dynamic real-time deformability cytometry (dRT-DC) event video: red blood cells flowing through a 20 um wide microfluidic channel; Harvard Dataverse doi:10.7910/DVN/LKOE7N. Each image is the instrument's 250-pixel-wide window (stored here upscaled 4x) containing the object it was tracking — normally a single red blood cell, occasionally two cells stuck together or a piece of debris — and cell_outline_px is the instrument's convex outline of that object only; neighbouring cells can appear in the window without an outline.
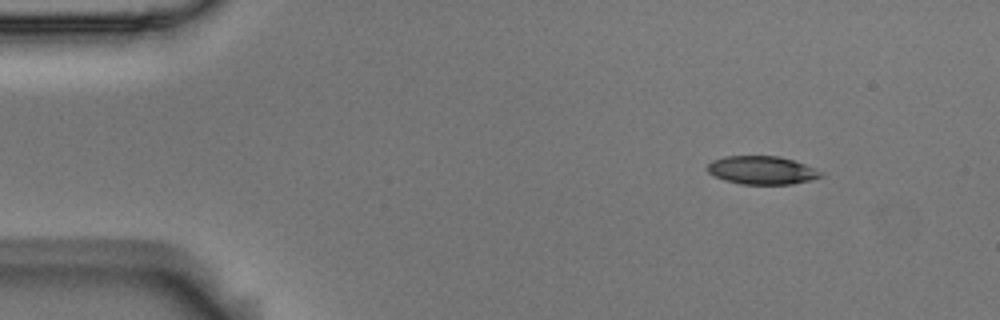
{"species": "Egyptian fruit bat (a non-hibernating species)", "species_latin": "Rousettus aegyptiacus", "temperature_condition": "room temperature", "stored_images_in_passage": 8, "camera_frame_rate_fps": 3000, "um_per_image_px": 0.085, "animal": {"sex": "male"}, "frame": {"image": 1, "passage_image": 1, "time_ms": 0.0, "image_size_px": [1000, 320], "cell_outline_px": [[824, 176], [812, 180], [792, 184], [740, 184], [724, 180], [708, 172], [708, 164], [712, 160], [724, 156], [780, 156], [816, 168], [824, 172]], "centroid_in_image_um": [64.8, 14.47], "position_along_channel_um": 20.2, "area_um2": 18.79}}
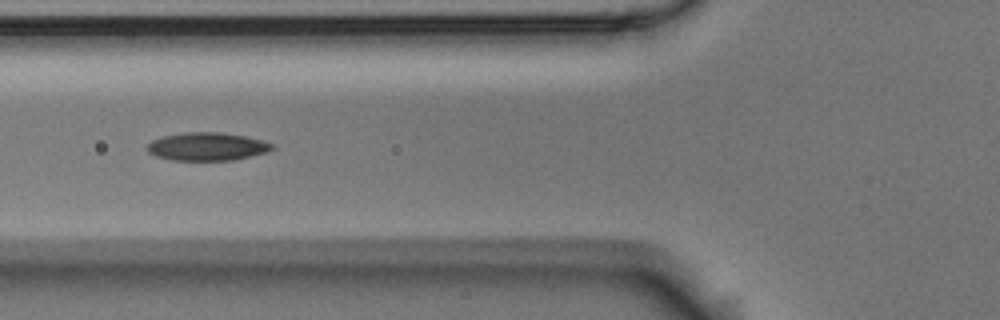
{"frame": {"image": 2, "passage_image": 5, "time_ms": 1.333, "image_size_px": [1000, 320], "cell_outline_px": [[272, 148], [268, 152], [232, 160], [172, 160], [156, 156], [148, 152], [144, 148], [152, 140], [164, 136], [184, 132], [220, 132], [244, 136], [264, 140], [272, 144]], "centroid_in_image_um": [17.57, 12.45], "position_along_channel_um": 108.2, "area_um2": 20.4}}
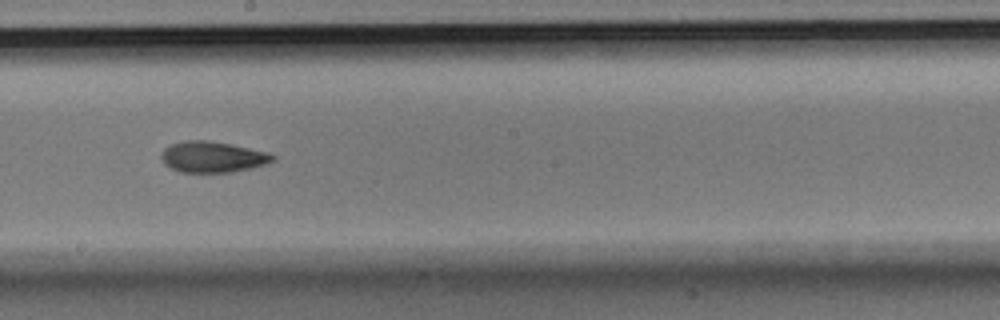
{"frame": {"image": 3, "passage_image": 8, "time_ms": 2.333, "image_size_px": [1000, 320], "cell_outline_px": [[276, 160], [252, 168], [232, 172], [180, 172], [164, 164], [160, 156], [164, 148], [172, 144], [184, 140], [208, 140], [268, 152], [276, 156]], "centroid_in_image_um": [18.06, 13.34], "position_along_channel_um": 230.1, "area_um2": 20.06}}